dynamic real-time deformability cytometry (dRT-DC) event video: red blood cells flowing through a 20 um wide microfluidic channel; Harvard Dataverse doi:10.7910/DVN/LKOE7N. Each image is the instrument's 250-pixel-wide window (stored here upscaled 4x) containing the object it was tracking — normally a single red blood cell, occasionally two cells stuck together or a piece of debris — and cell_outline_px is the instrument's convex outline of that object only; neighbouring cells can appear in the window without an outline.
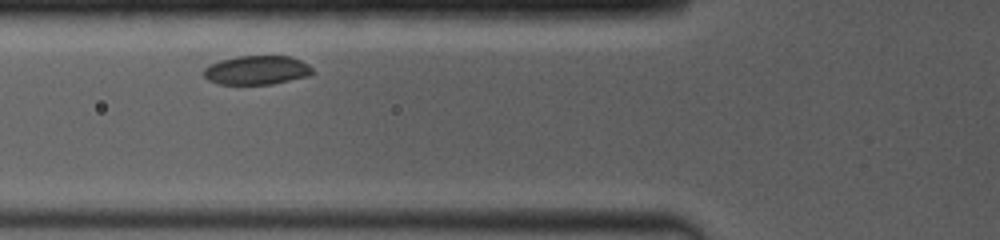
{"species": "common noctule bat (a hibernating species)", "species_latin": "Nyctalus noctula", "temperature_condition": "room temperature", "stored_images_in_passage": 6, "camera_frame_rate_fps": 4000, "um_per_image_px": 0.085, "animal": {"sex": "female", "body_mass_g": 19.0, "forearm_length_mm": 53.3}, "frame": {"image": 1, "passage_image": 2, "time_ms": 1.0, "image_size_px": [1000, 240], "cell_outline_px": [[312, 72], [308, 76], [272, 84], [220, 84], [208, 80], [204, 76], [204, 68], [220, 60], [240, 56], [288, 56], [300, 60], [308, 64], [312, 68]], "centroid_in_image_um": [21.82, 5.96], "position_along_channel_um": 104.0, "area_um2": 18.15}}
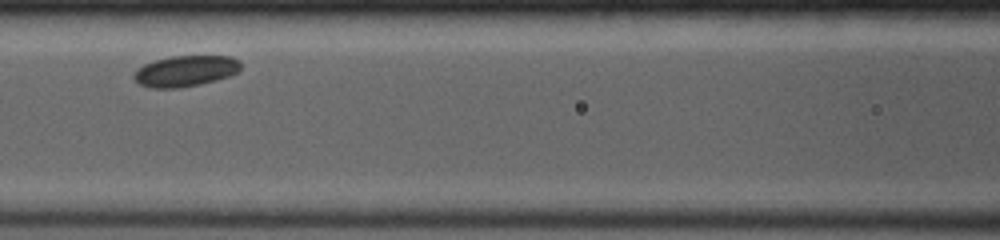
{"frame": {"image": 2, "passage_image": 5, "time_ms": 2.25, "image_size_px": [1000, 240], "cell_outline_px": [[240, 68], [236, 72], [228, 76], [216, 80], [200, 84], [180, 88], [148, 88], [140, 84], [132, 76], [144, 64], [156, 60], [172, 56], [232, 56], [240, 60]], "centroid_in_image_um": [15.78, 6.04], "position_along_channel_um": 150.8, "area_um2": 19.13}}